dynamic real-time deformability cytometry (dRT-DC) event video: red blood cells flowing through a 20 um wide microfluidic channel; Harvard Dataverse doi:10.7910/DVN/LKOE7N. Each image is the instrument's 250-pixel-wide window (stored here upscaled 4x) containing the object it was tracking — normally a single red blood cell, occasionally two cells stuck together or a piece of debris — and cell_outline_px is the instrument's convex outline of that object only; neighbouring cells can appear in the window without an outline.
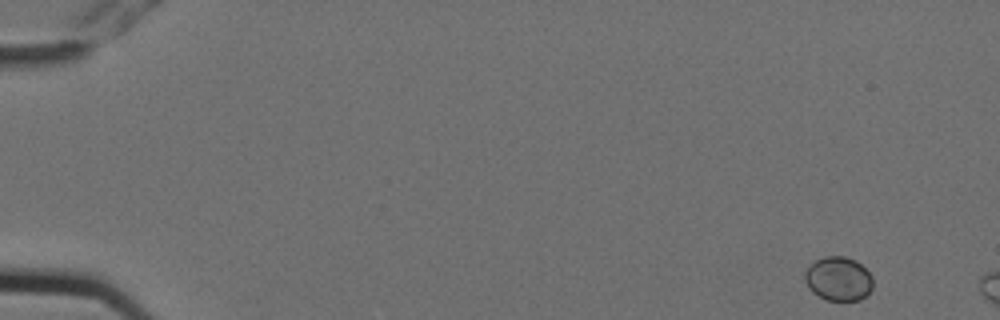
{"species": "Egyptian fruit bat (a non-hibernating species)", "species_latin": "Rousettus aegyptiacus", "temperature_condition": "cold", "stored_images_in_passage": 3, "camera_frame_rate_fps": 3000, "um_per_image_px": 0.085, "animal": {"sex": "female"}, "frame": {"image": 1, "passage_image": 1, "time_ms": 0.0, "image_size_px": [1000, 320], "cell_outline_px": [[872, 288], [860, 300], [824, 300], [812, 292], [808, 288], [804, 280], [804, 272], [816, 260], [824, 256], [844, 256], [856, 260], [872, 276]], "centroid_in_image_um": [71.24, 23.7], "position_along_channel_um": 13.8, "area_um2": 17.46}}